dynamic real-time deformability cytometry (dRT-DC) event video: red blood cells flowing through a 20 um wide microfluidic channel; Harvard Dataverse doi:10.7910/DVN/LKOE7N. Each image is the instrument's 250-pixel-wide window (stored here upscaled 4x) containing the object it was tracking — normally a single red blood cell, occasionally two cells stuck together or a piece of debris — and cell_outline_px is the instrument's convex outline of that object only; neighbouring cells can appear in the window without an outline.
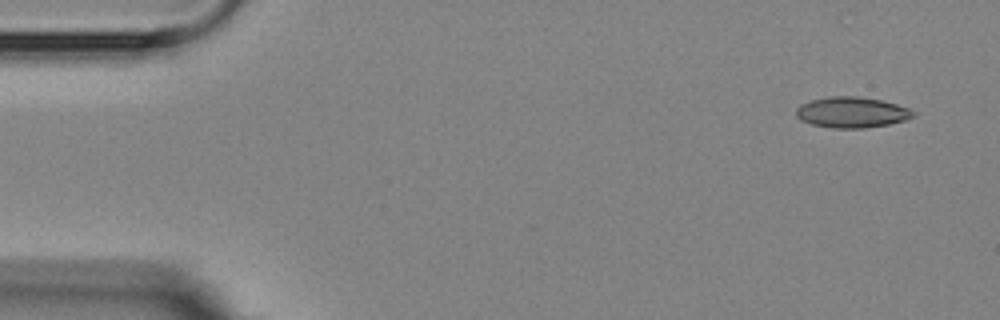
{"species": "Egyptian fruit bat (a non-hibernating species)", "species_latin": "Rousettus aegyptiacus", "temperature_condition": "room temperature", "stored_images_in_passage": 5, "camera_frame_rate_fps": 3000, "um_per_image_px": 0.085, "animal": {"sex": "female"}, "frame": {"image": 1, "passage_image": 1, "time_ms": 0.0, "image_size_px": [1000, 320], "cell_outline_px": [[916, 116], [904, 120], [888, 124], [864, 128], [832, 128], [812, 124], [800, 120], [796, 116], [796, 108], [800, 104], [812, 100], [828, 96], [860, 96], [880, 100], [896, 104], [908, 108], [916, 112]], "centroid_in_image_um": [72.39, 9.54], "position_along_channel_um": 12.6, "area_um2": 21.04}}
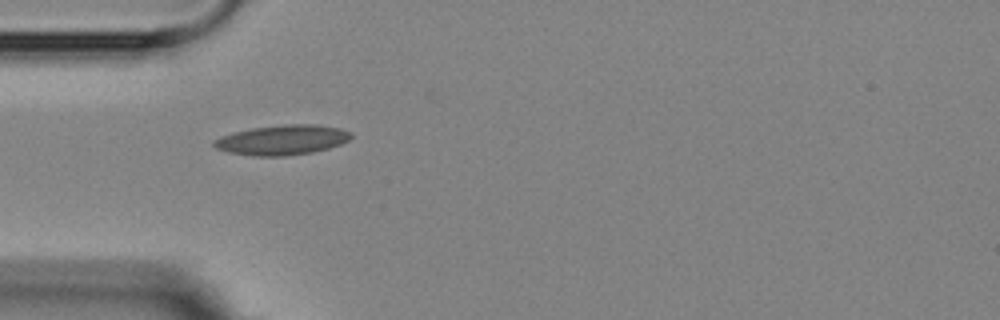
{"frame": {"image": 2, "passage_image": 4, "time_ms": 4.333, "image_size_px": [1000, 320], "cell_outline_px": [[352, 136], [348, 140], [340, 144], [328, 148], [312, 152], [284, 156], [252, 156], [228, 152], [216, 148], [212, 144], [212, 140], [220, 136], [232, 132], [252, 128], [284, 124], [316, 124], [340, 128], [352, 132]], "centroid_in_image_um": [23.96, 11.89], "position_along_channel_um": 61.0, "area_um2": 24.04}}
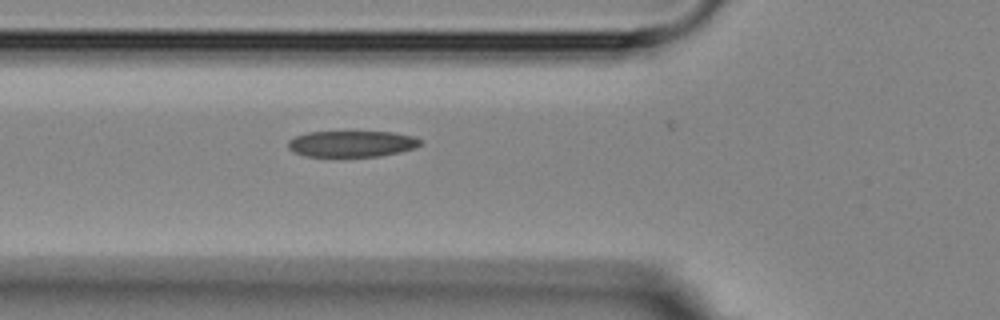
{"frame": {"image": 3, "passage_image": 5, "time_ms": 5.333, "image_size_px": [1000, 320], "cell_outline_px": [[424, 140], [420, 144], [412, 148], [400, 152], [380, 156], [304, 156], [292, 152], [288, 148], [288, 140], [296, 136], [308, 132], [392, 132], [416, 136]], "centroid_in_image_um": [29.9, 12.22], "position_along_channel_um": 95.9, "area_um2": 20.23}}